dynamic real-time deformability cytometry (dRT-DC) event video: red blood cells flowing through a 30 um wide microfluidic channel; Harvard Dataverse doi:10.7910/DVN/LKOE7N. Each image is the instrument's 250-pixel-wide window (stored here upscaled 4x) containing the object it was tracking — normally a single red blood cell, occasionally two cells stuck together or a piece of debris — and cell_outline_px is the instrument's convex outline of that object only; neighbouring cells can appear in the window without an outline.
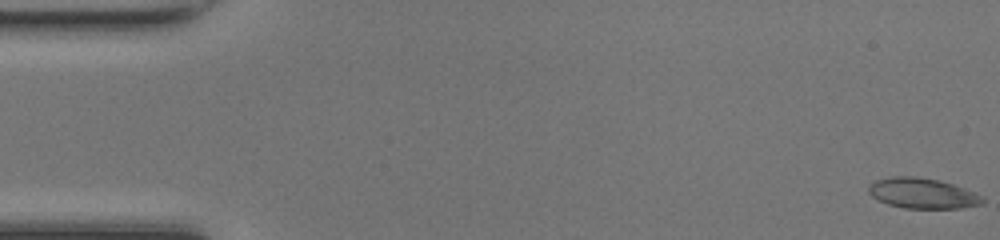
{"species": "common noctule bat (a hibernating species)", "species_latin": "Nyctalus noctula", "temperature_condition": "room temperature", "stored_images_in_passage": 49, "camera_frame_rate_fps": 3000, "um_per_image_px": 0.085, "animal": {"sex": "female", "body_mass_g": 17.0, "forearm_length_mm": 48.0}, "frame": {"image": 1, "passage_image": 1, "time_ms": 0.0, "image_size_px": [1000, 240], "cell_outline_px": [[984, 204], [960, 208], [904, 208], [888, 204], [872, 196], [868, 192], [868, 184], [876, 180], [892, 176], [916, 176], [936, 180], [952, 184], [976, 192], [984, 200]], "centroid_in_image_um": [78.4, 16.43], "position_along_channel_um": 6.6, "area_um2": 20.11}}
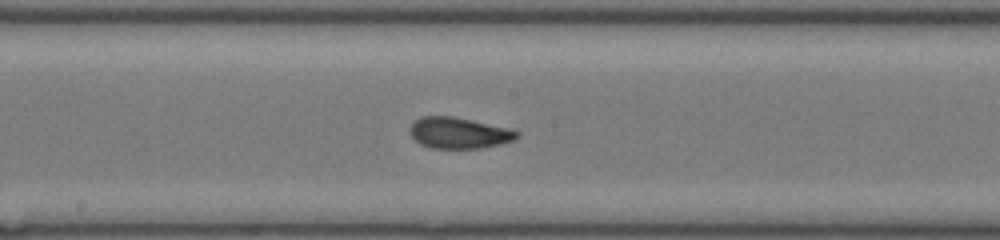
{"frame": {"image": 2, "passage_image": 26, "time_ms": 8.333, "image_size_px": [1000, 240], "cell_outline_px": [[520, 136], [516, 140], [500, 144], [480, 148], [432, 148], [420, 144], [412, 136], [412, 124], [420, 116], [452, 116], [472, 120], [508, 128], [520, 132]], "centroid_in_image_um": [39.06, 11.3], "position_along_channel_um": 209.1, "area_um2": 19.25}}
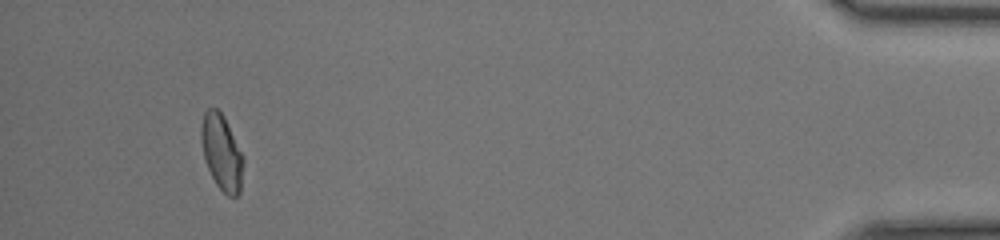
{"frame": {"image": 3, "passage_image": 46, "time_ms": 15.0, "image_size_px": [1000, 240], "cell_outline_px": [[244, 164], [240, 192], [236, 196], [228, 196], [216, 184], [208, 168], [204, 156], [200, 140], [200, 124], [204, 112], [208, 108], [216, 108], [224, 116], [244, 156]], "centroid_in_image_um": [18.84, 12.93], "position_along_channel_um": 416.4, "area_um2": 18.73}, "authors_computed_cell_mechanics": {"area_um2": 19.0162, "velocity_mm_per_s": 4.2578, "shape_relaxation_time_tau1_ms": 3.1992, "shape_relaxation_time_tau2_ms": 1.2741, "deformation_change_tau1": 0.1543, "deformation_change_tau2": 0.0784}}